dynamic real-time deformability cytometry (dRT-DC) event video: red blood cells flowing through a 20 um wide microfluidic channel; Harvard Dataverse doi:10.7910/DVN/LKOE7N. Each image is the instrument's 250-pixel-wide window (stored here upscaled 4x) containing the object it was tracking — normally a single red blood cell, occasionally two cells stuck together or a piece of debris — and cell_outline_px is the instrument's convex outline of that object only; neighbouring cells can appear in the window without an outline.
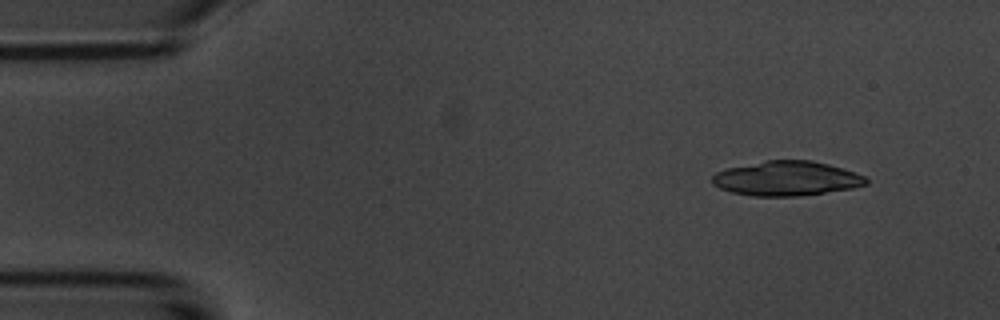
{"species": "common noctule bat (a hibernating species)", "species_latin": "Nyctalus noctula", "temperature_condition": "room temperature", "stored_images_in_passage": 4, "camera_frame_rate_fps": 3000, "um_per_image_px": 0.085, "animal": {"sex": "male", "body_mass_g": 20.1, "forearm_length_mm": 53.5}, "frame": {"image": 1, "passage_image": 2, "time_ms": 1.333, "image_size_px": [1000, 320], "cell_outline_px": [[868, 184], [852, 188], [800, 196], [752, 196], [732, 192], [720, 188], [712, 184], [712, 176], [716, 172], [728, 168], [768, 160], [812, 160], [828, 164], [864, 176], [868, 180]], "centroid_in_image_um": [66.84, 15.17], "position_along_channel_um": 18.2, "area_um2": 30.75}}